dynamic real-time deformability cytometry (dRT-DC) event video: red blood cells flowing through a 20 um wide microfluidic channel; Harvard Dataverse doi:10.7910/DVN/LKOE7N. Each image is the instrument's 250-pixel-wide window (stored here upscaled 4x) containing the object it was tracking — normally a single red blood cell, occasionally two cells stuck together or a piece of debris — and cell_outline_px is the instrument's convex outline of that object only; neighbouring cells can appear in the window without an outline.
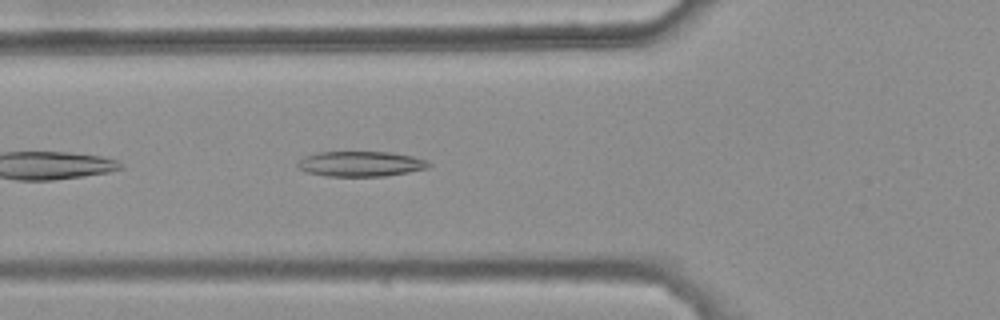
{"species": "common noctule bat (a hibernating species)", "species_latin": "Nyctalus noctula", "temperature_condition": "warm", "stored_images_in_passage": 29, "camera_frame_rate_fps": 3000, "um_per_image_px": 0.085, "animal": {"sex": "female", "body_mass_g": 25.1}, "frame": {"image": 1, "passage_image": 5, "time_ms": 1.333, "image_size_px": [1000, 320], "cell_outline_px": [[432, 164], [428, 168], [408, 172], [384, 176], [328, 176], [308, 172], [296, 168], [296, 164], [304, 156], [320, 152], [388, 152], [412, 156], [424, 160]], "centroid_in_image_um": [30.63, 13.93], "position_along_channel_um": 95.2, "area_um2": 19.13}}
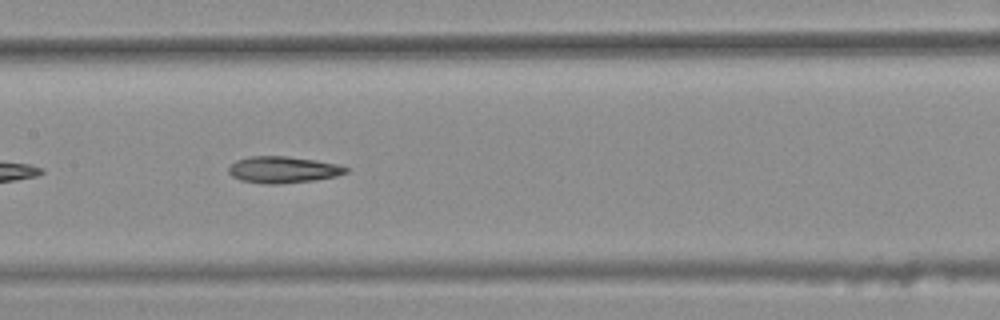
{"frame": {"image": 2, "passage_image": 12, "time_ms": 3.667, "image_size_px": [1000, 320], "cell_outline_px": [[348, 172], [336, 176], [312, 180], [280, 184], [264, 184], [240, 180], [232, 176], [228, 172], [228, 168], [236, 160], [248, 156], [288, 156], [316, 160], [340, 164], [348, 168]], "centroid_in_image_um": [24.05, 14.42], "position_along_channel_um": 183.3, "area_um2": 18.26}}
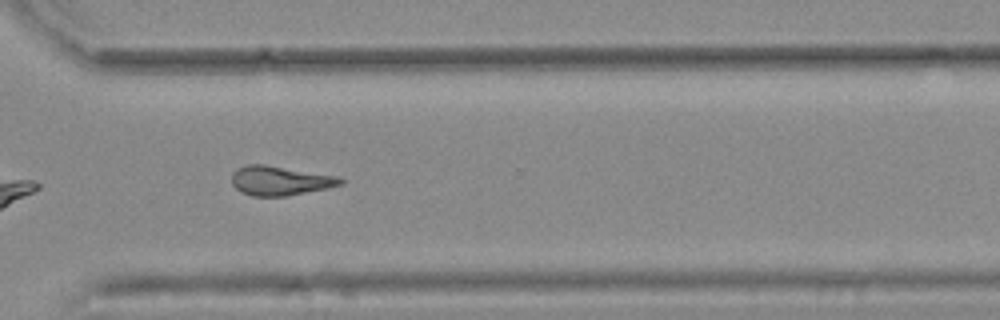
{"frame": {"image": 3, "passage_image": 25, "time_ms": 8.0, "image_size_px": [1000, 320], "cell_outline_px": [[344, 184], [328, 188], [288, 196], [252, 196], [240, 192], [232, 184], [232, 172], [236, 168], [248, 164], [264, 164], [340, 176], [344, 180]], "centroid_in_image_um": [23.82, 15.35], "position_along_channel_um": 346.8, "area_um2": 18.9}, "authors_computed_cell_mechanics": {"area_um2": 18.1492, "velocity_mm_per_s": 3.7663, "shape_relaxation_time_tau1_ms": null, "shape_relaxation_time_tau2_ms": 5.5297, "deformation_change_tau1": null, "deformation_change_tau2": 0.1711}}